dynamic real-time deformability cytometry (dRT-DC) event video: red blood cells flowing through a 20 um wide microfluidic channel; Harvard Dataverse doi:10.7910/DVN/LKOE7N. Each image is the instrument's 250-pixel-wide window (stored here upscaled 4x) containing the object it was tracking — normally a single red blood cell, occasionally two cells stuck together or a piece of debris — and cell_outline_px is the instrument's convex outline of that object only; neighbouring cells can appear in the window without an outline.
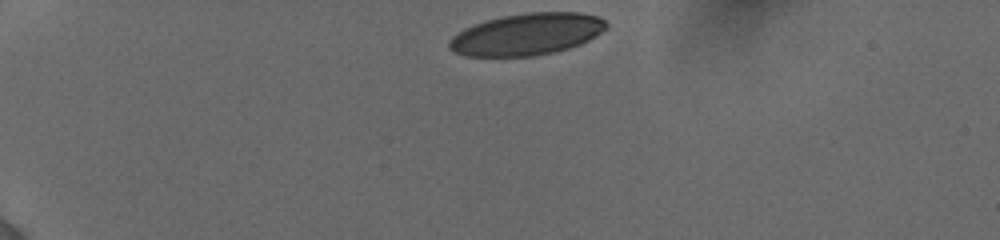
{"species": "human", "species_latin": "Homo sapiens", "temperature_condition": "cold", "stored_images_in_passage": 10, "camera_frame_rate_fps": 3000, "um_per_image_px": 0.085, "donor": {"sex": "female"}, "frame": {"image": 1, "passage_image": 1, "time_ms": 0.0, "image_size_px": [1000, 240], "cell_outline_px": [[608, 28], [588, 40], [580, 44], [568, 48], [552, 52], [532, 56], [464, 56], [448, 48], [448, 40], [456, 32], [464, 28], [488, 20], [504, 16], [528, 12], [580, 12], [600, 16], [608, 24]], "centroid_in_image_um": [44.78, 2.9], "position_along_channel_um": 40.2, "area_um2": 38.26}}
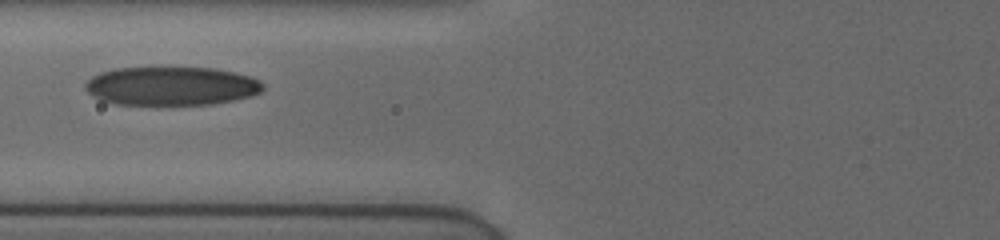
{"frame": {"image": 2, "passage_image": 9, "time_ms": 3.667, "image_size_px": [1000, 240], "cell_outline_px": [[264, 88], [260, 92], [248, 96], [232, 100], [212, 104], [116, 104], [100, 100], [92, 96], [84, 88], [84, 84], [92, 76], [100, 72], [116, 68], [160, 64], [168, 64], [216, 68], [236, 72], [252, 76], [260, 80], [264, 84]], "centroid_in_image_um": [14.54, 7.24], "position_along_channel_um": 111.3, "area_um2": 41.62}}